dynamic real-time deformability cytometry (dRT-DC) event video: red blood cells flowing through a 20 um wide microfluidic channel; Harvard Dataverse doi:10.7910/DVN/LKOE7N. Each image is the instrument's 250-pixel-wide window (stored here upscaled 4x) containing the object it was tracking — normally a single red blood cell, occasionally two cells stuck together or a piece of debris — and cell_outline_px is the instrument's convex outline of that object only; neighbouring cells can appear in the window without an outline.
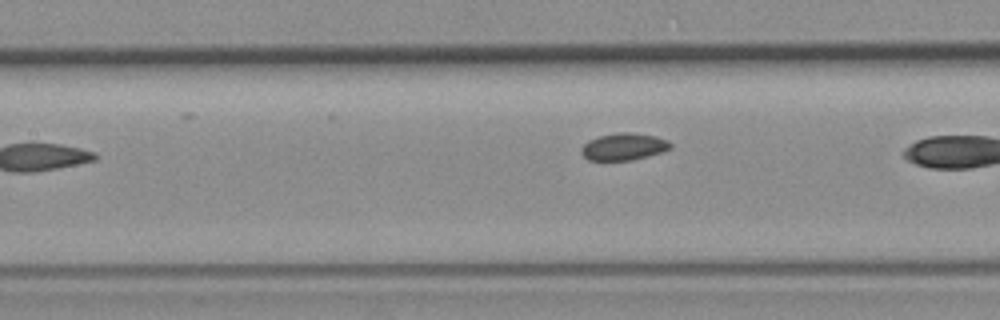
{"species": "common noctule bat (a hibernating species)", "species_latin": "Nyctalus noctula", "temperature_condition": "room temperature", "stored_images_in_passage": 5, "camera_frame_rate_fps": 3000, "um_per_image_px": 0.085, "animal": {"sex": "female", "body_mass_g": 19.3, "forearm_length_mm": 54.1}, "frame": {"image": 1, "passage_image": 4, "time_ms": 3.667, "image_size_px": [1000, 320], "cell_outline_px": [[672, 148], [648, 156], [632, 160], [588, 160], [580, 152], [580, 148], [588, 140], [600, 136], [620, 132], [632, 132], [656, 136], [668, 140], [672, 144]], "centroid_in_image_um": [53.02, 12.46], "position_along_channel_um": 154.4, "area_um2": 14.1}}